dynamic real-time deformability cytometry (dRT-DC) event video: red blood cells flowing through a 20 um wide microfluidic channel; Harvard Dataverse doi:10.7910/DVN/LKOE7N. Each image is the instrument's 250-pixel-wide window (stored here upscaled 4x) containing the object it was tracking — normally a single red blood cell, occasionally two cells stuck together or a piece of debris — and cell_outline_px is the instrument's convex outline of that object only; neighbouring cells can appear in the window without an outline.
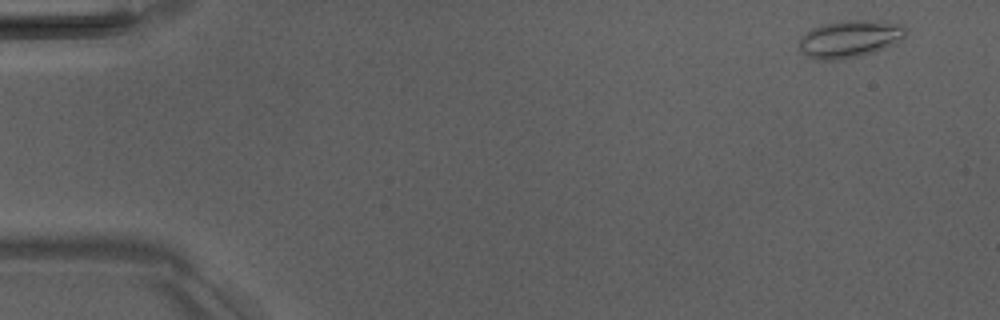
{"species": "Egyptian fruit bat (a non-hibernating species)", "species_latin": "Rousettus aegyptiacus", "temperature_condition": "room temperature", "stored_images_in_passage": 4, "camera_frame_rate_fps": 3000, "um_per_image_px": 0.085, "animal": {"sex": "male"}, "frame": {"image": 1, "passage_image": 1, "time_ms": 0.0, "image_size_px": [1000, 320], "cell_outline_px": [[908, 32], [904, 40], [896, 44], [860, 56], [836, 60], [812, 60], [800, 52], [800, 36], [812, 28], [824, 24], [840, 20], [884, 20], [904, 24], [908, 28]], "centroid_in_image_um": [72.29, 3.29], "position_along_channel_um": 12.7, "area_um2": 23.93}}